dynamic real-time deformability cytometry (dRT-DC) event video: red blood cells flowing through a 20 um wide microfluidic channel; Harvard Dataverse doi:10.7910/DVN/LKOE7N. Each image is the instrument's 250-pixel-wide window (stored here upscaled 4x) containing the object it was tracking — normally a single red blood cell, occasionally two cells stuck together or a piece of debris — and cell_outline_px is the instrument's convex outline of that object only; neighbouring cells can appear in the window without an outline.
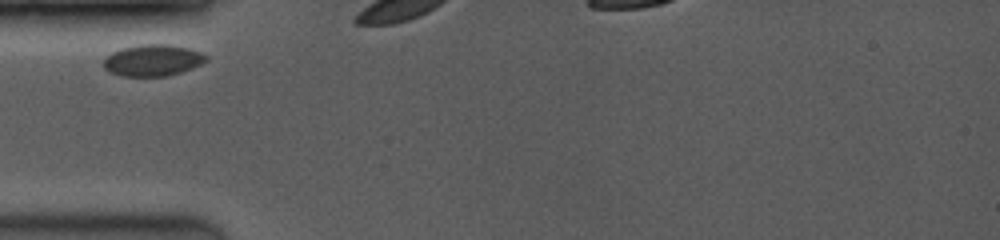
{"species": "common noctule bat (a hibernating species)", "species_latin": "Nyctalus noctula", "temperature_condition": "room temperature", "stored_images_in_passage": 5, "camera_frame_rate_fps": 3500, "um_per_image_px": 0.085, "animal": {"sex": "female", "body_mass_g": 19.0, "forearm_length_mm": 53.3}, "frame": {"image": 1, "passage_image": 1, "time_ms": 0.0, "image_size_px": [1000, 240], "cell_outline_px": [[208, 60], [192, 68], [168, 76], [120, 76], [108, 72], [104, 68], [104, 56], [120, 48], [136, 44], [172, 44], [188, 48], [200, 52], [208, 56]], "centroid_in_image_um": [12.95, 5.11], "position_along_channel_um": 72.1, "area_um2": 19.13}}